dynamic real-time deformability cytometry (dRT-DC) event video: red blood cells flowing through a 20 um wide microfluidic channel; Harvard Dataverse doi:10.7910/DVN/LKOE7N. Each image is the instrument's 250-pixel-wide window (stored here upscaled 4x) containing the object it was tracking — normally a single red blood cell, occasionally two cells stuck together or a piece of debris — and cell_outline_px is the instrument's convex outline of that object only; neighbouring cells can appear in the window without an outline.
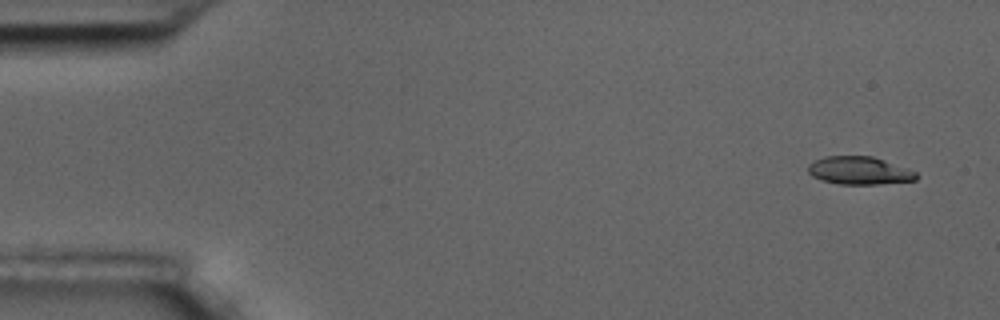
{"species": "common noctule bat (a hibernating species)", "species_latin": "Nyctalus noctula", "temperature_condition": "room temperature", "stored_images_in_passage": 54, "camera_frame_rate_fps": 3000, "um_per_image_px": 0.085, "animal": {"sex": "male", "body_mass_g": 17.5, "forearm_length_mm": 52.3}, "frame": {"image": 1, "passage_image": 1, "time_ms": 0.0, "image_size_px": [1000, 320], "cell_outline_px": [[916, 180], [876, 184], [840, 184], [820, 180], [812, 176], [808, 172], [808, 164], [824, 156], [872, 156], [884, 160], [916, 172]], "centroid_in_image_um": [72.99, 14.5], "position_along_channel_um": 12.0, "area_um2": 17.4}}
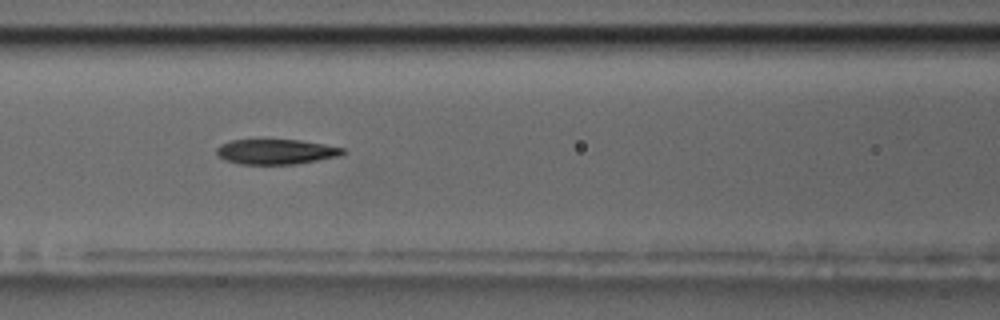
{"frame": {"image": 2, "passage_image": 22, "time_ms": 7.0, "image_size_px": [1000, 320], "cell_outline_px": [[344, 152], [340, 156], [296, 164], [240, 164], [224, 160], [216, 152], [216, 148], [220, 144], [232, 140], [300, 140], [324, 144], [344, 148]], "centroid_in_image_um": [23.45, 12.9], "position_along_channel_um": 143.1, "area_um2": 18.38}}
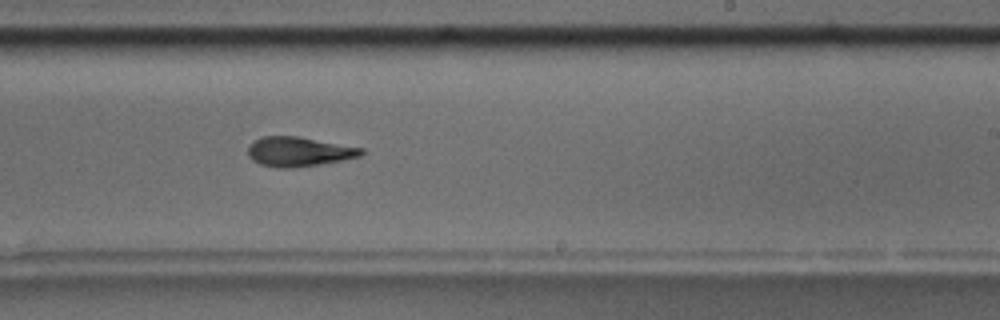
{"frame": {"image": 3, "passage_image": 32, "time_ms": 10.333, "image_size_px": [1000, 320], "cell_outline_px": [[364, 152], [360, 156], [320, 164], [292, 168], [280, 168], [260, 164], [252, 160], [248, 156], [248, 144], [260, 136], [300, 136], [364, 148]], "centroid_in_image_um": [25.37, 12.87], "position_along_channel_um": 263.6, "area_um2": 19.65}, "authors_computed_cell_mechanics": {"area_um2": 19.1896, "velocity_mm_per_s": 3.6328, "shape_relaxation_time_tau1_ms": 6.5318, "shape_relaxation_time_tau2_ms": 4.4715, "deformation_change_tau1": 0.2008, "deformation_change_tau2": 0.1374}}